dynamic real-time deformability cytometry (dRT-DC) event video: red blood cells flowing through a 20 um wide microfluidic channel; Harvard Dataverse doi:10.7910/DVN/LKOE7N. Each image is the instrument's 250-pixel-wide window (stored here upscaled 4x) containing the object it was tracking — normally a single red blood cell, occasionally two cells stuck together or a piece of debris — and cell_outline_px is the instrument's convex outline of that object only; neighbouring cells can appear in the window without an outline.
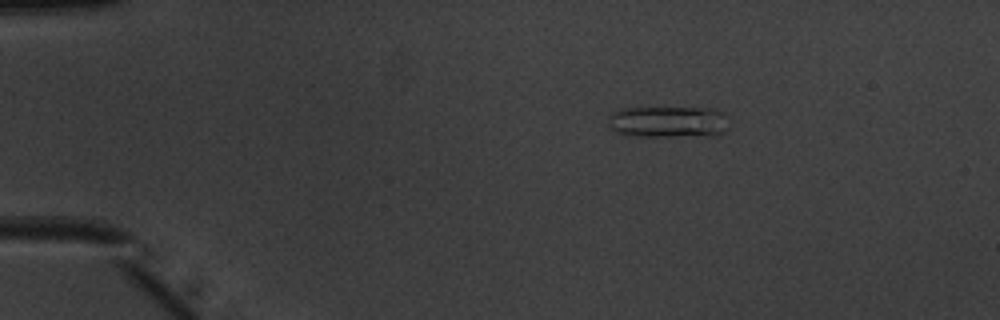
{"species": "common noctule bat (a hibernating species)", "species_latin": "Nyctalus noctula", "temperature_condition": "warm", "stored_images_in_passage": 4, "camera_frame_rate_fps": 3000, "um_per_image_px": 0.085, "animal": {"sex": "male", "body_mass_g": 20.1, "forearm_length_mm": 53.5}, "frame": {"image": 1, "passage_image": 1, "time_ms": 0.0, "image_size_px": [1000, 320], "cell_outline_px": [[728, 128], [720, 136], [624, 136], [612, 128], [608, 124], [608, 116], [612, 112], [620, 108], [716, 108], [724, 112], [728, 116]], "centroid_in_image_um": [56.86, 10.36], "position_along_channel_um": 28.1, "area_um2": 22.83}}